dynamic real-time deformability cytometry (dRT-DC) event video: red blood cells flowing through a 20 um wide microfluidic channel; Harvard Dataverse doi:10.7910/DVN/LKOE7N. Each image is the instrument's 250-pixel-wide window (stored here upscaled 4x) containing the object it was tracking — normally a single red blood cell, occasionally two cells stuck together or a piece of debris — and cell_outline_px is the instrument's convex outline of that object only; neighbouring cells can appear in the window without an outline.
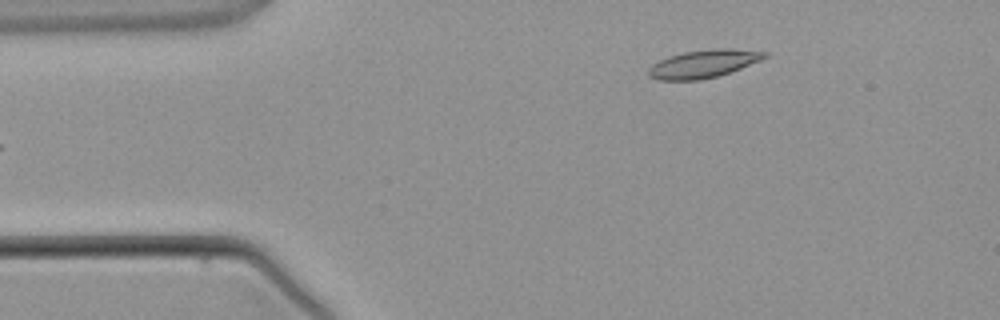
{"species": "common noctule bat (a hibernating species)", "species_latin": "Nyctalus noctula", "temperature_condition": "warm", "stored_images_in_passage": 3, "camera_frame_rate_fps": 3000, "um_per_image_px": 0.085, "animal": {"sex": "male", "body_mass_g": 21.5, "forearm_length_mm": 52.0}, "frame": {"image": 1, "passage_image": 3, "time_ms": 3.0, "image_size_px": [1000, 320], "cell_outline_px": [[768, 56], [760, 60], [740, 68], [716, 76], [700, 80], [660, 80], [648, 76], [648, 68], [652, 64], [668, 56], [684, 52], [712, 48], [728, 48], [768, 52]], "centroid_in_image_um": [59.76, 5.41], "position_along_channel_um": 25.2, "area_um2": 18.79}}